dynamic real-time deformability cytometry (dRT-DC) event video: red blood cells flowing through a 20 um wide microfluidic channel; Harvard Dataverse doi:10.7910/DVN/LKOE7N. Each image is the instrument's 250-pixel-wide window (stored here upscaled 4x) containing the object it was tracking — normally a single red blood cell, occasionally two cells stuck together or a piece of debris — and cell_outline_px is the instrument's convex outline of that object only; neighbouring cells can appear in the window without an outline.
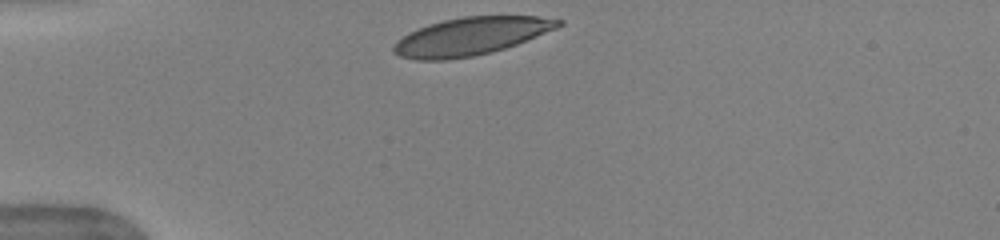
{"species": "human", "species_latin": "Homo sapiens", "temperature_condition": "warm", "stored_images_in_passage": 32, "camera_frame_rate_fps": 3000, "um_per_image_px": 0.085, "donor": {"sex": "female"}, "frame": {"image": 1, "passage_image": 1, "time_ms": 0.0, "image_size_px": [1000, 240], "cell_outline_px": [[564, 24], [556, 28], [516, 44], [492, 52], [472, 56], [444, 60], [416, 60], [400, 56], [392, 52], [392, 48], [396, 40], [408, 32], [428, 24], [444, 20], [464, 16], [536, 16], [564, 20]], "centroid_in_image_um": [39.98, 3.08], "position_along_channel_um": 45.0, "area_um2": 36.18}}
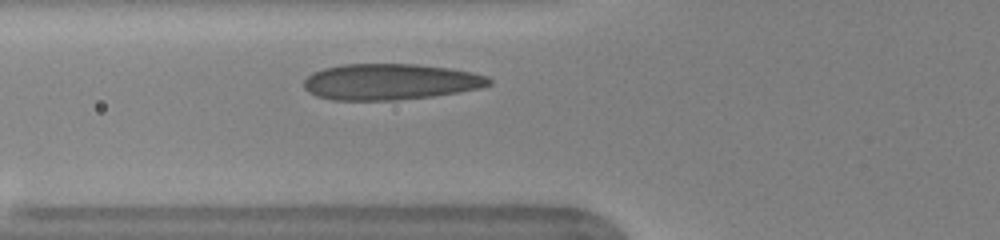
{"frame": {"image": 2, "passage_image": 7, "time_ms": 2.0, "image_size_px": [1000, 240], "cell_outline_px": [[492, 84], [480, 88], [460, 92], [432, 96], [396, 100], [332, 100], [316, 96], [308, 92], [304, 88], [304, 80], [312, 72], [324, 68], [340, 64], [416, 64], [448, 68], [472, 72], [488, 76], [492, 80]], "centroid_in_image_um": [33.17, 6.95], "position_along_channel_um": 92.6, "area_um2": 39.13}}
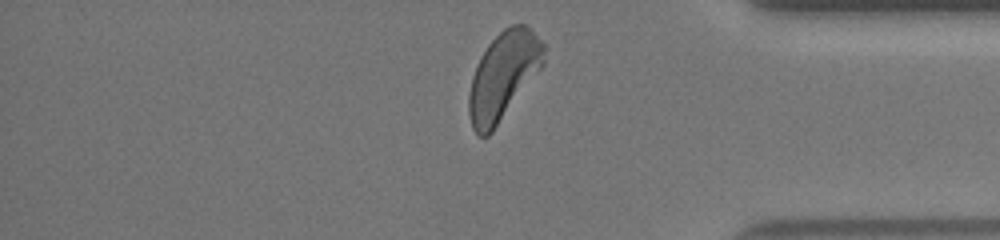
{"frame": {"image": 3, "passage_image": 31, "time_ms": 10.0, "image_size_px": [1000, 240], "cell_outline_px": [[548, 48], [544, 64], [492, 132], [488, 136], [480, 136], [472, 128], [468, 112], [468, 96], [472, 76], [488, 44], [504, 28], [512, 24], [528, 24], [548, 44]], "centroid_in_image_um": [42.84, 6.39], "position_along_channel_um": 392.4, "area_um2": 38.49}, "authors_computed_cell_mechanics": {"area_um2": 37.9457, "velocity_mm_per_s": 3.9238, "shape_relaxation_time_tau1_ms": 3.2415, "shape_relaxation_time_tau2_ms": 0.9154, "deformation_change_tau1": 0.1567, "deformation_change_tau2": 0.0481}}